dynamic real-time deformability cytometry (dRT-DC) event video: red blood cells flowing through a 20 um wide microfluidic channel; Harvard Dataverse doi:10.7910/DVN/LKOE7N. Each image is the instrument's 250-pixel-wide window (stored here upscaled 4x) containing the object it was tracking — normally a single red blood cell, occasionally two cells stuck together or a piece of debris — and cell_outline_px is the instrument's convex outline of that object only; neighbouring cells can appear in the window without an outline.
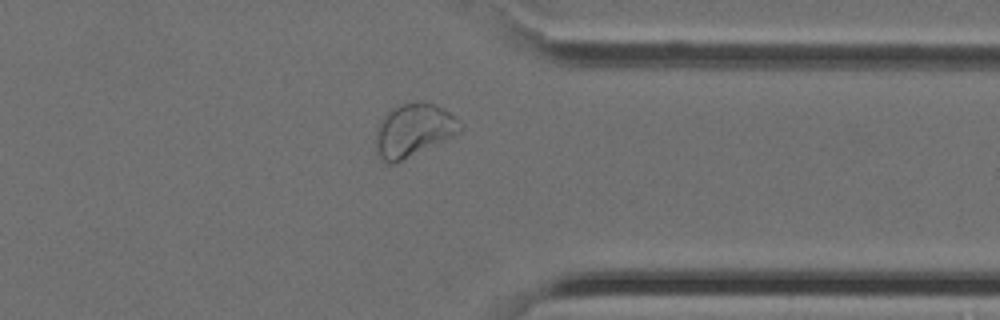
{"species": "Egyptian fruit bat (a non-hibernating species)", "species_latin": "Rousettus aegyptiacus", "temperature_condition": "cold", "stored_images_in_passage": 28, "camera_frame_rate_fps": 3000, "um_per_image_px": 0.085, "animal": {"sex": "female"}, "frame": {"image": 1, "passage_image": 20, "time_ms": 6.333, "image_size_px": [1000, 320], "cell_outline_px": [[464, 128], [460, 132], [392, 164], [384, 164], [376, 156], [376, 128], [380, 120], [392, 108], [400, 104], [436, 104], [444, 108], [460, 120], [464, 124]], "centroid_in_image_um": [35.13, 11.08], "position_along_channel_um": 376.3, "area_um2": 25.72}}